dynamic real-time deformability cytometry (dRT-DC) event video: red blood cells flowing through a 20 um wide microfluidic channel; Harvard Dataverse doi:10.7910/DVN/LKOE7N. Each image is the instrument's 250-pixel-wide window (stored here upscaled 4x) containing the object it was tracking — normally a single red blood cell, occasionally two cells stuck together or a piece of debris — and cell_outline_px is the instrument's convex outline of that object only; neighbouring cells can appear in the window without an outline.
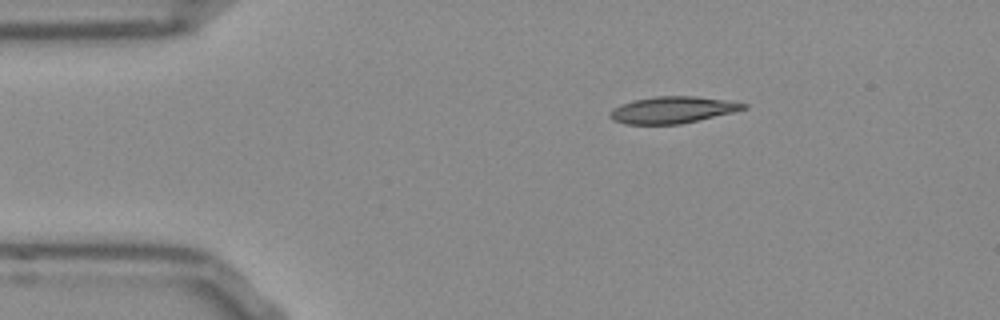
{"species": "Egyptian fruit bat (a non-hibernating species)", "species_latin": "Rousettus aegyptiacus", "temperature_condition": "room temperature", "stored_images_in_passage": 44, "camera_frame_rate_fps": 3000, "um_per_image_px": 0.085, "frame": {"image": 1, "passage_image": 1, "time_ms": 0.0, "image_size_px": [1000, 320], "cell_outline_px": [[748, 108], [732, 112], [680, 124], [624, 124], [612, 120], [608, 116], [608, 112], [612, 108], [620, 104], [632, 100], [656, 96], [696, 96], [724, 100], [748, 104]], "centroid_in_image_um": [57.08, 9.34], "position_along_channel_um": 27.9, "area_um2": 20.81}}
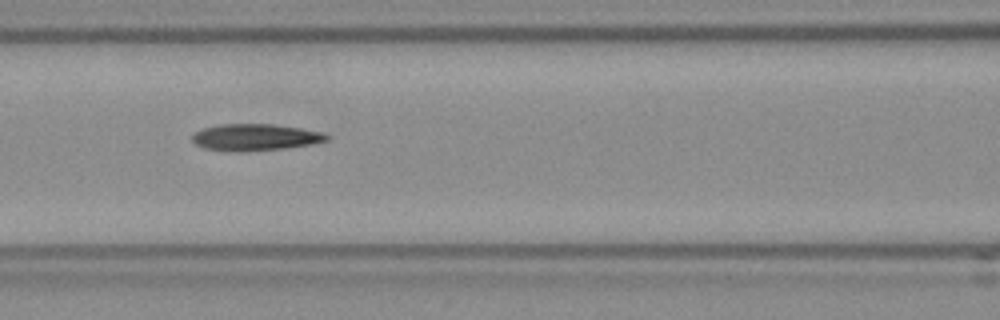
{"frame": {"image": 2, "passage_image": 14, "time_ms": 4.333, "image_size_px": [1000, 320], "cell_outline_px": [[332, 136], [328, 140], [308, 144], [284, 148], [244, 152], [204, 148], [196, 144], [192, 140], [192, 136], [196, 132], [204, 128], [220, 124], [276, 124], [300, 128], [320, 132]], "centroid_in_image_um": [21.7, 11.66], "position_along_channel_um": 144.9, "area_um2": 20.69}}
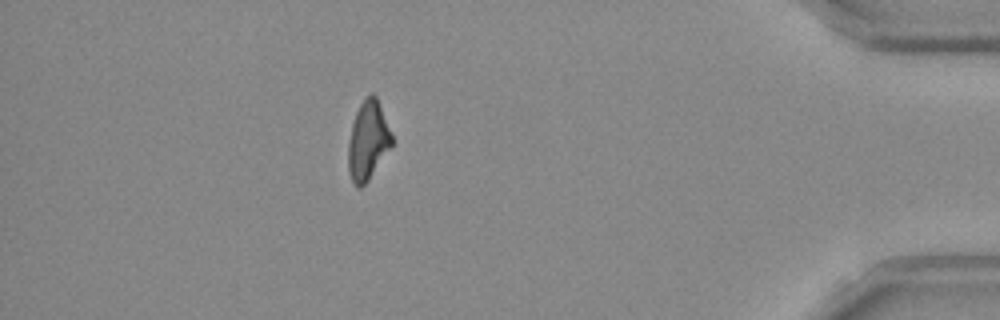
{"frame": {"image": 3, "passage_image": 38, "time_ms": 12.333, "image_size_px": [1000, 320], "cell_outline_px": [[392, 144], [368, 180], [360, 188], [356, 188], [352, 180], [348, 168], [348, 144], [352, 124], [356, 112], [364, 96], [372, 92], [376, 96], [392, 136]], "centroid_in_image_um": [31.25, 11.93], "position_along_channel_um": 404.0, "area_um2": 19.65}, "authors_computed_cell_mechanics": {"area_um2": 20.6635, "velocity_mm_per_s": 3.8742, "shape_relaxation_time_tau1_ms": 8.6669, "shape_relaxation_time_tau2_ms": 7.6524, "deformation_change_tau1": 0.216, "deformation_change_tau2": 0.2044}}